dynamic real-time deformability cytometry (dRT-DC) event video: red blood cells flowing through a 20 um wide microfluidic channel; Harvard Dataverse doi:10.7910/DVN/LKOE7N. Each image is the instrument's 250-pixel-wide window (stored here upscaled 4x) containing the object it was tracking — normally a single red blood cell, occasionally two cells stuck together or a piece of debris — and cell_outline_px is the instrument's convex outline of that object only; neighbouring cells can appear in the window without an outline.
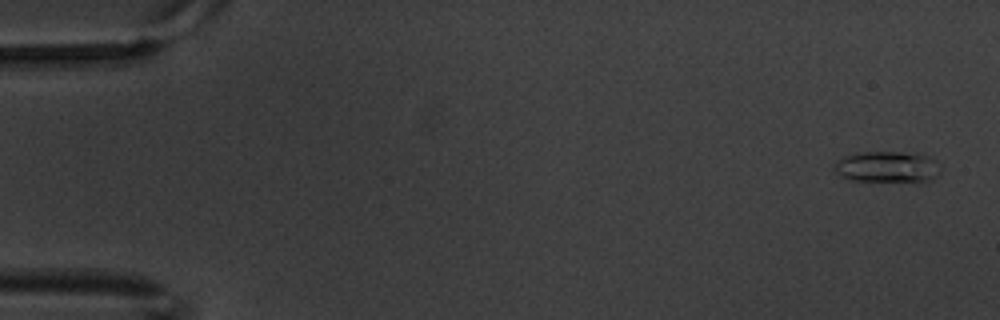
{"species": "common noctule bat (a hibernating species)", "species_latin": "Nyctalus noctula", "temperature_condition": "warm", "stored_images_in_passage": 8, "camera_frame_rate_fps": 3000, "um_per_image_px": 0.085, "animal": {"sex": "male", "body_mass_g": 20.1, "forearm_length_mm": 53.5}, "frame": {"image": 1, "passage_image": 1, "time_ms": 0.0, "image_size_px": [1000, 320], "cell_outline_px": [[940, 172], [932, 180], [924, 184], [920, 184], [848, 180], [840, 176], [832, 168], [836, 160], [844, 156], [860, 152], [916, 152], [928, 156], [936, 160], [940, 164]], "centroid_in_image_um": [75.48, 14.23], "position_along_channel_um": 9.5, "area_um2": 20.58}}
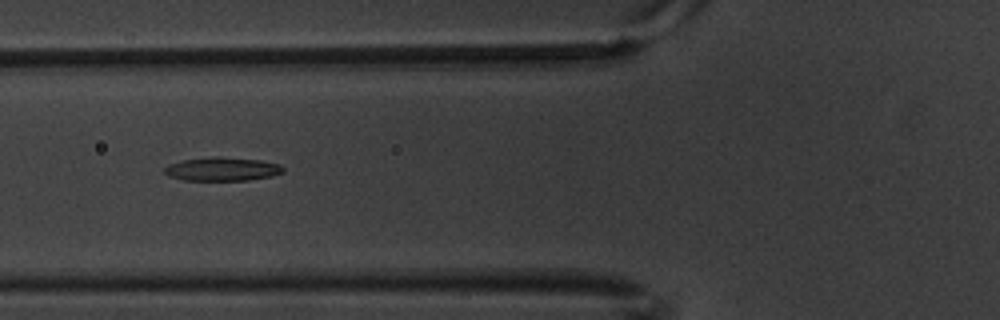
{"frame": {"image": 2, "passage_image": 7, "time_ms": 2.0, "image_size_px": [1000, 320], "cell_outline_px": [[284, 172], [272, 176], [248, 180], [184, 180], [168, 176], [164, 172], [164, 168], [168, 164], [184, 160], [212, 156], [216, 156], [260, 160], [280, 164], [284, 168]], "centroid_in_image_um": [18.89, 14.37], "position_along_channel_um": 106.9, "area_um2": 16.36}}
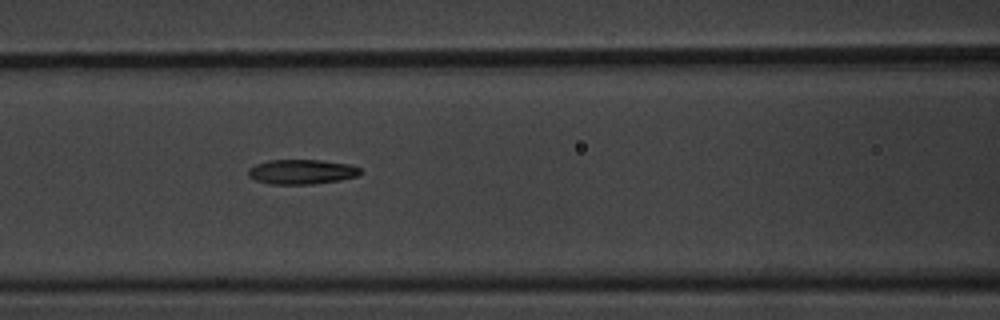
{"frame": {"image": 3, "passage_image": 8, "time_ms": 2.333, "image_size_px": [1000, 320], "cell_outline_px": [[360, 172], [356, 176], [340, 180], [312, 184], [268, 184], [256, 180], [248, 176], [248, 168], [256, 164], [268, 160], [320, 160], [348, 164], [360, 168]], "centroid_in_image_um": [25.59, 14.6], "position_along_channel_um": 141.0, "area_um2": 16.07}}